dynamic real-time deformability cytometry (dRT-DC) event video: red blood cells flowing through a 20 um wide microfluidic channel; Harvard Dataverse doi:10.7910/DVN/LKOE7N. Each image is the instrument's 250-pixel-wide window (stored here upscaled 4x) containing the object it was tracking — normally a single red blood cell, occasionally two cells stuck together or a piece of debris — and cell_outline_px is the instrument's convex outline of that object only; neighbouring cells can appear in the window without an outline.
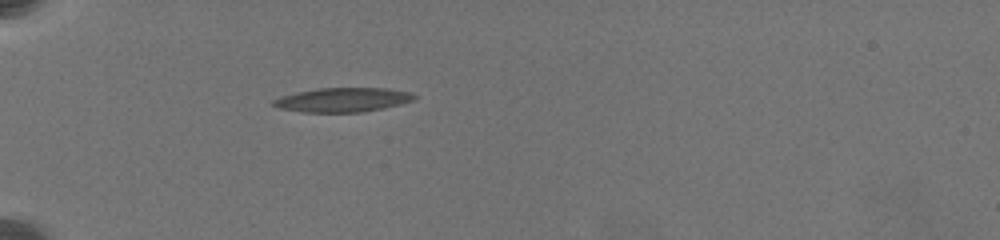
{"species": "common noctule bat (a hibernating species)", "species_latin": "Nyctalus noctula", "temperature_condition": "warm", "stored_images_in_passage": 100, "camera_frame_rate_fps": 3000, "um_per_image_px": 0.085, "animal": {"sex": "female", "body_mass_g": 19.5, "forearm_length_mm": 54.1}, "frame": {"image": 1, "passage_image": 1, "time_ms": 0.0, "image_size_px": [1000, 240], "cell_outline_px": [[416, 100], [400, 104], [360, 112], [304, 112], [276, 108], [272, 104], [272, 100], [284, 96], [300, 92], [324, 88], [380, 88], [408, 92], [416, 96]], "centroid_in_image_um": [29.12, 8.49], "position_along_channel_um": 55.9, "area_um2": 19.42}}
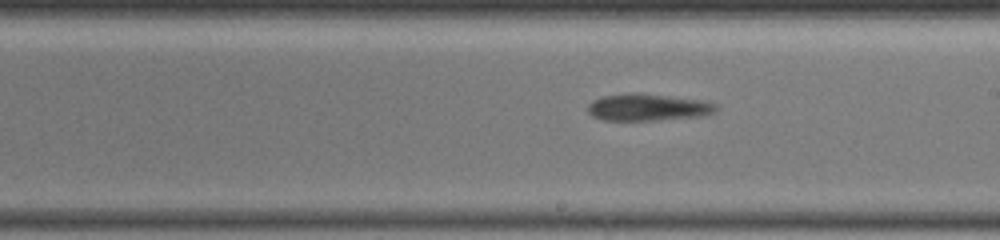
{"frame": {"image": 2, "passage_image": 41, "time_ms": 6.0, "image_size_px": [1000, 240], "cell_outline_px": [[716, 108], [712, 112], [700, 116], [652, 120], [604, 120], [592, 116], [588, 112], [588, 104], [604, 96], [636, 92], [700, 100], [712, 104]], "centroid_in_image_um": [54.99, 9.12], "position_along_channel_um": 234.0, "area_um2": 19.54}}
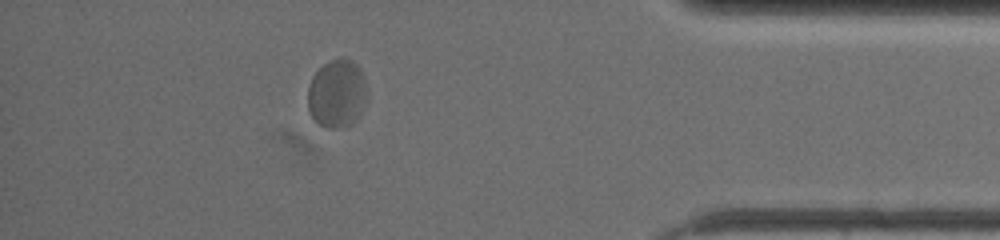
{"frame": {"image": 3, "passage_image": 85, "time_ms": 12.0, "image_size_px": [1000, 240], "cell_outline_px": [[364, 104], [356, 120], [352, 124], [340, 128], [328, 128], [316, 124], [312, 120], [308, 108], [308, 88], [312, 76], [328, 60], [352, 60], [360, 68], [364, 88]], "centroid_in_image_um": [28.58, 8.01], "position_along_channel_um": 406.6, "area_um2": 23.18}, "authors_computed_cell_mechanics": {"area_um2": 20.1144, "velocity_mm_per_s": 3.3578, "shape_relaxation_time_tau1_ms": null, "shape_relaxation_time_tau2_ms": 2.0988, "deformation_change_tau1": null, "deformation_change_tau2": 0.0541}}